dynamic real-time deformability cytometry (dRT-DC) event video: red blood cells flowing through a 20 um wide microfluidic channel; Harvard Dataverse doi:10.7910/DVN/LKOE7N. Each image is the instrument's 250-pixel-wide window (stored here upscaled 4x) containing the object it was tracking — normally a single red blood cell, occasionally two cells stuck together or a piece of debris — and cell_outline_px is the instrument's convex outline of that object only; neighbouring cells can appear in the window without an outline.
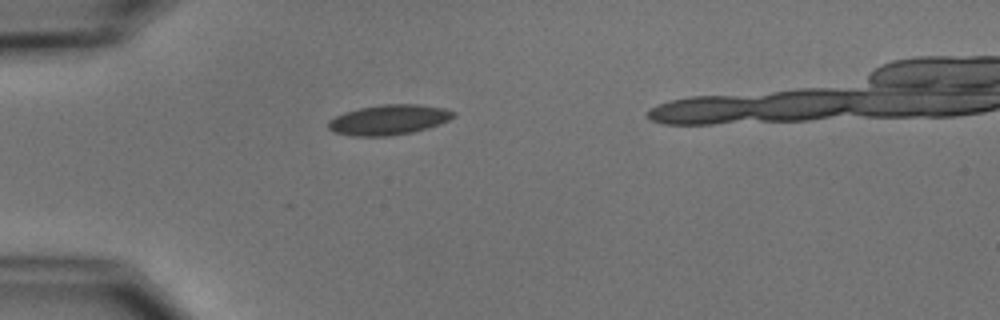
{"species": "common noctule bat (a hibernating species)", "species_latin": "Nyctalus noctula", "temperature_condition": "cold", "stored_images_in_passage": 2, "camera_frame_rate_fps": 3000, "um_per_image_px": 0.085, "animal": {"sex": "male", "body_mass_g": 15.6}, "frame": {"image": 1, "passage_image": 1, "time_ms": 0.0, "image_size_px": [1000, 320], "cell_outline_px": [[456, 116], [448, 120], [428, 128], [412, 132], [392, 136], [352, 136], [332, 132], [328, 128], [328, 120], [344, 112], [360, 108], [380, 104], [420, 104], [444, 108], [456, 112]], "centroid_in_image_um": [33.04, 10.18], "position_along_channel_um": 52.0, "area_um2": 22.14}}